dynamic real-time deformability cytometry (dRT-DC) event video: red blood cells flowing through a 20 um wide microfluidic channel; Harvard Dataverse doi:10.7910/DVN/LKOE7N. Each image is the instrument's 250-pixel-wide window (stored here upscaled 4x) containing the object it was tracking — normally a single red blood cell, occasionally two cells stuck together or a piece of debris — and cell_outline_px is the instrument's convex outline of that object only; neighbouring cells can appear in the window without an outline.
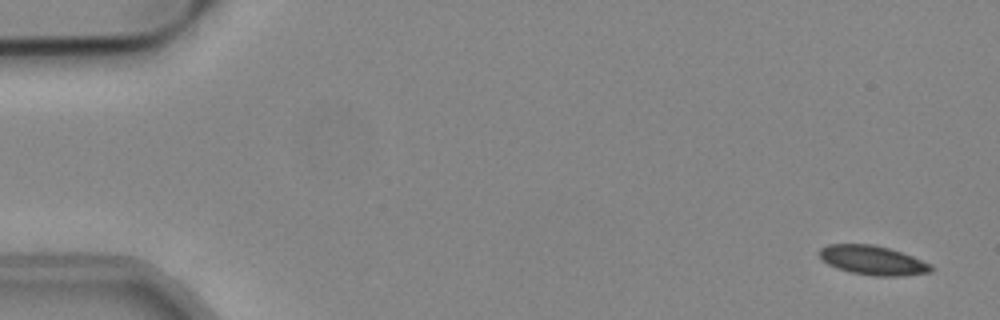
{"species": "common noctule bat (a hibernating species)", "species_latin": "Nyctalus noctula", "temperature_condition": "cold", "stored_images_in_passage": 53, "camera_frame_rate_fps": 3000, "um_per_image_px": 0.085, "animal": {"sex": "male", "body_mass_g": 19.2, "forearm_length_mm": 51.8}, "frame": {"image": 1, "passage_image": 2, "time_ms": 0.333, "image_size_px": [1000, 320], "cell_outline_px": [[936, 268], [932, 272], [900, 276], [876, 276], [852, 272], [836, 268], [820, 260], [820, 248], [828, 244], [872, 244], [888, 248], [912, 256], [932, 264]], "centroid_in_image_um": [74.2, 22.13], "position_along_channel_um": 10.8, "area_um2": 19.07}}
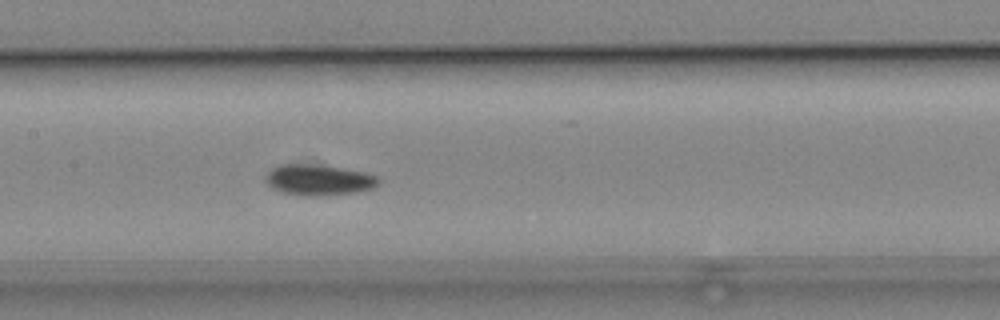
{"frame": {"image": 2, "passage_image": 26, "time_ms": 8.333, "image_size_px": [1000, 320], "cell_outline_px": [[380, 184], [372, 188], [356, 192], [324, 196], [304, 196], [284, 192], [272, 188], [264, 180], [268, 172], [272, 168], [280, 164], [312, 164], [340, 168], [364, 172], [376, 176], [380, 180]], "centroid_in_image_um": [27.08, 15.3], "position_along_channel_um": 180.3, "area_um2": 20.23}}
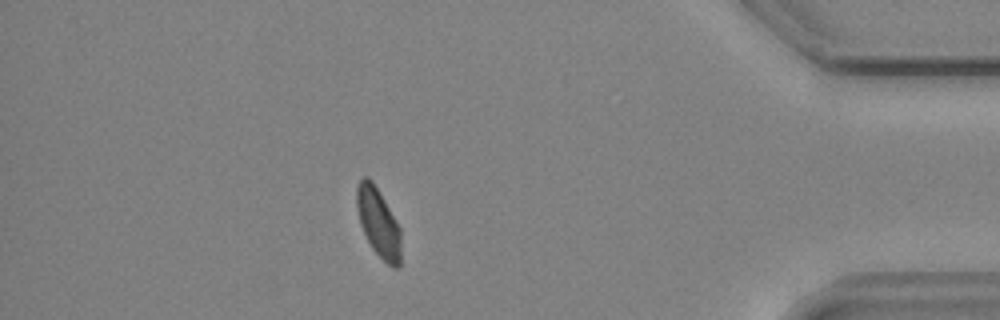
{"frame": {"image": 3, "passage_image": 47, "time_ms": 15.333, "image_size_px": [1000, 320], "cell_outline_px": [[400, 264], [396, 268], [392, 268], [372, 248], [360, 224], [356, 208], [356, 188], [360, 180], [364, 176], [368, 176], [372, 180], [396, 220], [400, 228]], "centroid_in_image_um": [32.14, 18.89], "position_along_channel_um": 403.1, "area_um2": 17.57}, "authors_computed_cell_mechanics": {"area_um2": 19.4208, "velocity_mm_per_s": 3.8135, "shape_relaxation_time_tau1_ms": null, "shape_relaxation_time_tau2_ms": 6.239, "deformation_change_tau1": null, "deformation_change_tau2": 0.0739}}